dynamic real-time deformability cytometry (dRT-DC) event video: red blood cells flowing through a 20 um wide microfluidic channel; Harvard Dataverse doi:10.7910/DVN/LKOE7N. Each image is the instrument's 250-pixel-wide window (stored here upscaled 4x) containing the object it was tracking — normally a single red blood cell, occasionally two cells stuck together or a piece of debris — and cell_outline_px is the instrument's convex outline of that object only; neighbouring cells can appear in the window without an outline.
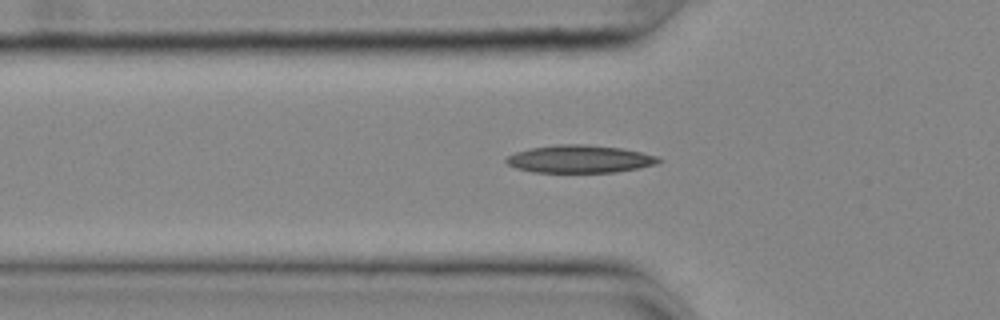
{"species": "common noctule bat (a hibernating species)", "species_latin": "Nyctalus noctula", "temperature_condition": "cold", "stored_images_in_passage": 53, "camera_frame_rate_fps": 3000, "um_per_image_px": 0.085, "animal": {"sex": "female", "body_mass_g": 25.1}, "frame": {"image": 1, "passage_image": 18, "time_ms": 5.667, "image_size_px": [1000, 320], "cell_outline_px": [[660, 160], [656, 164], [616, 172], [532, 172], [516, 168], [508, 164], [504, 160], [508, 156], [516, 152], [528, 148], [556, 144], [584, 144], [620, 148], [640, 152], [656, 156]], "centroid_in_image_um": [49.21, 13.51], "position_along_channel_um": 76.6, "area_um2": 24.39}}
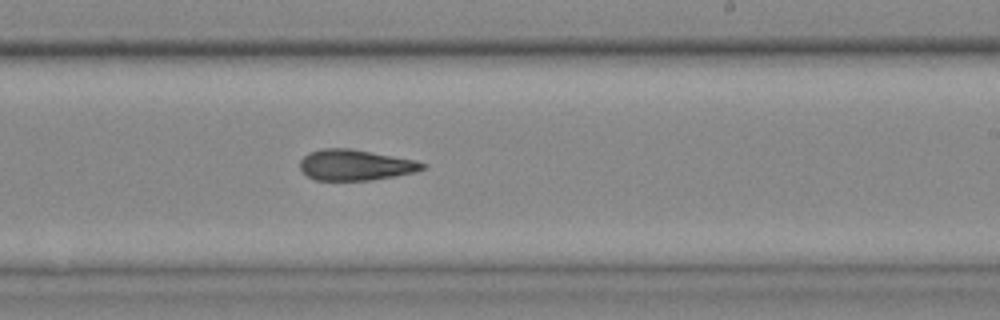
{"frame": {"image": 2, "passage_image": 33, "time_ms": 10.667, "image_size_px": [1000, 320], "cell_outline_px": [[428, 164], [424, 168], [412, 172], [372, 180], [316, 180], [308, 176], [300, 168], [300, 160], [308, 152], [324, 148], [348, 148], [416, 160]], "centroid_in_image_um": [30.18, 14.02], "position_along_channel_um": 258.8, "area_um2": 21.73}}
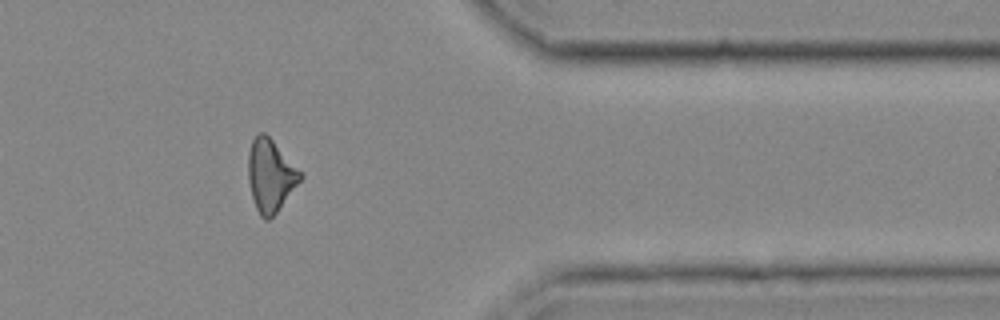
{"frame": {"image": 3, "passage_image": 45, "time_ms": 14.667, "image_size_px": [1000, 320], "cell_outline_px": [[304, 176], [276, 212], [268, 220], [264, 220], [260, 216], [256, 208], [252, 196], [248, 180], [248, 152], [252, 140], [260, 132], [264, 132], [304, 172]], "centroid_in_image_um": [23.0, 14.9], "position_along_channel_um": 388.4, "area_um2": 21.96}}